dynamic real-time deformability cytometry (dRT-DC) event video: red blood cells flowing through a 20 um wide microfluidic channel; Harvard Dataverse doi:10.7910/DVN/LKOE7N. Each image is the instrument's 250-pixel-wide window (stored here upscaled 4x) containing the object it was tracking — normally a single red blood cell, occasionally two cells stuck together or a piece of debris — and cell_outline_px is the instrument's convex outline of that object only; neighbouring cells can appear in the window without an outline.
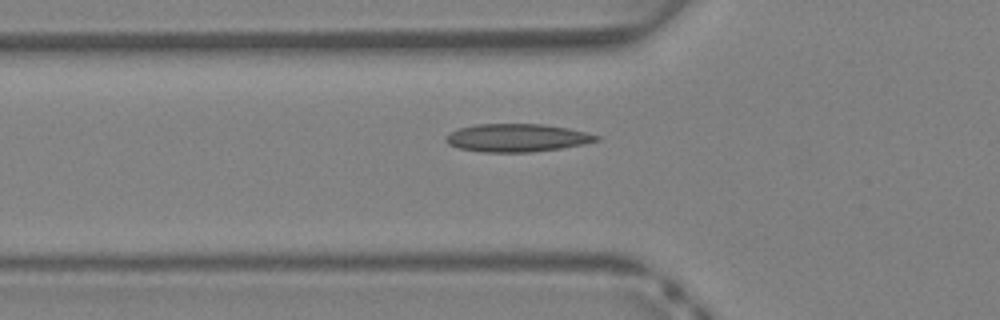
{"species": "Egyptian fruit bat (a non-hibernating species)", "species_latin": "Rousettus aegyptiacus", "temperature_condition": "warm", "stored_images_in_passage": 37, "camera_frame_rate_fps": 3000, "um_per_image_px": 0.085, "animal": {"sex": "female"}, "frame": {"image": 1, "passage_image": 14, "time_ms": 4.333, "image_size_px": [1000, 320], "cell_outline_px": [[600, 140], [584, 144], [560, 148], [532, 152], [484, 152], [460, 148], [448, 144], [444, 140], [444, 136], [460, 128], [476, 124], [544, 124], [568, 128], [600, 136]], "centroid_in_image_um": [43.94, 11.71], "position_along_channel_um": 81.9, "area_um2": 24.45}}
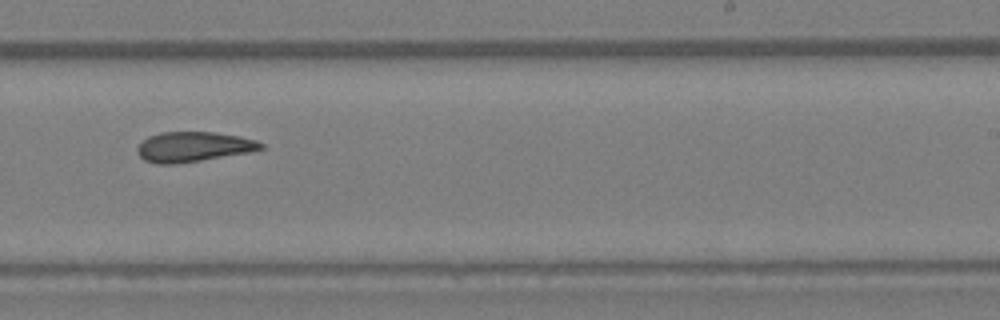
{"frame": {"image": 2, "passage_image": 25, "time_ms": 8.0, "image_size_px": [1000, 320], "cell_outline_px": [[264, 148], [248, 152], [176, 164], [156, 164], [144, 160], [136, 152], [136, 148], [148, 136], [160, 132], [216, 132], [240, 136], [256, 140], [264, 144]], "centroid_in_image_um": [16.41, 12.47], "position_along_channel_um": 272.6, "area_um2": 21.56}}
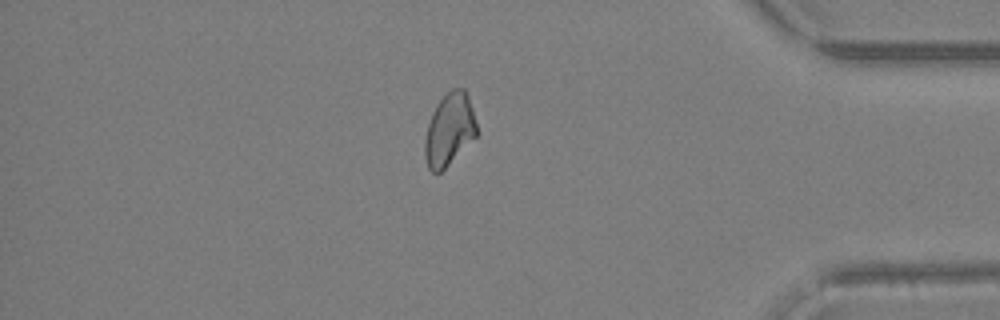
{"frame": {"image": 3, "passage_image": 34, "time_ms": 11.0, "image_size_px": [1000, 320], "cell_outline_px": [[476, 136], [440, 172], [432, 172], [428, 168], [424, 156], [424, 144], [428, 124], [432, 112], [440, 100], [452, 88], [464, 88], [468, 96], [472, 108], [476, 124]], "centroid_in_image_um": [38.17, 11.01], "position_along_channel_um": 397.0, "area_um2": 21.44}}